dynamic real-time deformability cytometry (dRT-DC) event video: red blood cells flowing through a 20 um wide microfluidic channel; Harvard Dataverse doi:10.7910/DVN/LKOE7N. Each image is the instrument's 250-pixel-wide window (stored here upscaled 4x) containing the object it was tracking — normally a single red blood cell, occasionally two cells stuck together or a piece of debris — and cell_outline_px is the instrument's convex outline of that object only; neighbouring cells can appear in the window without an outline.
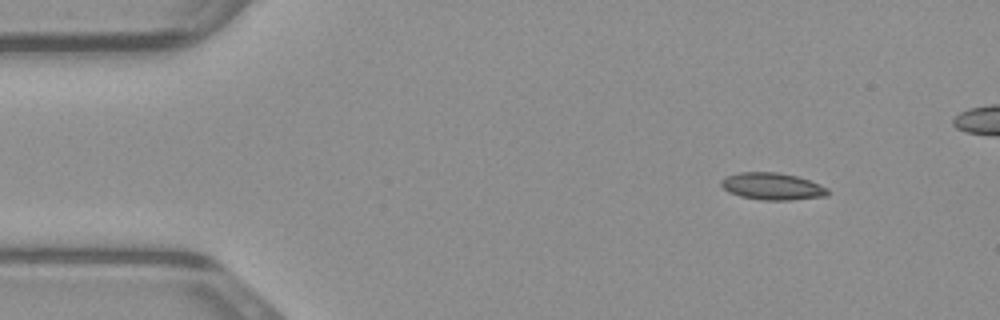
{"species": "common noctule bat (a hibernating species)", "species_latin": "Nyctalus noctula", "temperature_condition": "warm", "stored_images_in_passage": 45, "camera_frame_rate_fps": 3000, "um_per_image_px": 0.085, "animal": {"sex": "male", "body_mass_g": 23.1, "forearm_length_mm": 52.7}, "frame": {"image": 1, "passage_image": 1, "time_ms": 0.0, "image_size_px": [1000, 320], "cell_outline_px": [[828, 196], [792, 200], [760, 200], [740, 196], [728, 192], [720, 184], [720, 180], [724, 176], [740, 172], [780, 172], [796, 176], [820, 184], [828, 188]], "centroid_in_image_um": [65.63, 15.84], "position_along_channel_um": 19.4, "area_um2": 16.99}}
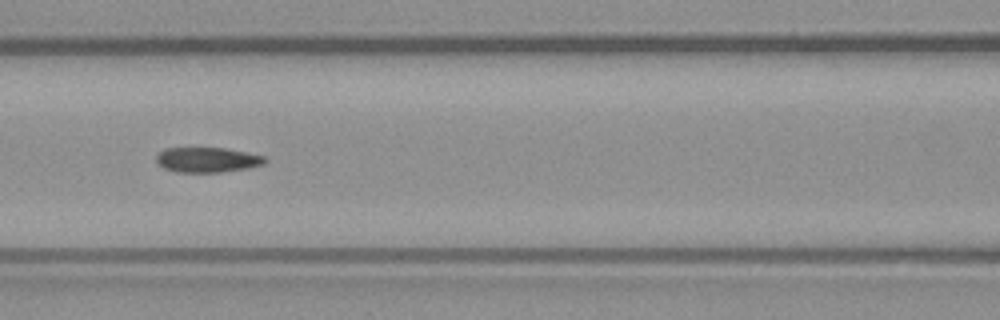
{"frame": {"image": 2, "passage_image": 16, "time_ms": 5.0, "image_size_px": [1000, 320], "cell_outline_px": [[268, 160], [264, 164], [248, 168], [220, 172], [176, 172], [164, 168], [156, 160], [156, 156], [164, 148], [224, 148], [264, 156]], "centroid_in_image_um": [17.62, 13.58], "position_along_channel_um": 149.0, "area_um2": 15.72}}
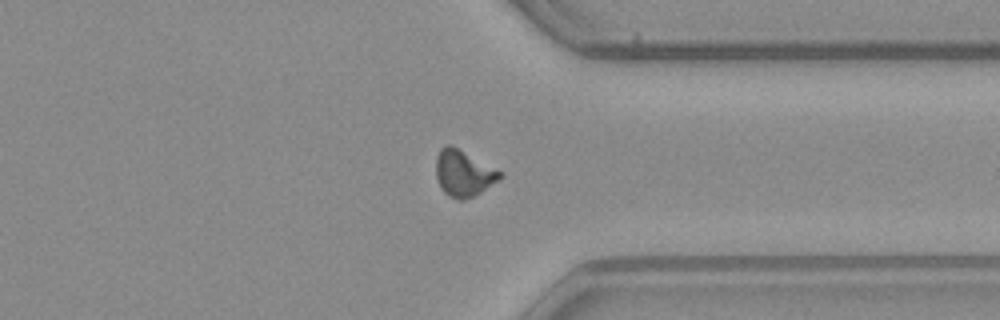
{"frame": {"image": 3, "passage_image": 32, "time_ms": 10.333, "image_size_px": [1000, 320], "cell_outline_px": [[504, 176], [500, 180], [480, 192], [464, 200], [456, 200], [448, 196], [444, 192], [436, 176], [436, 156], [440, 148], [448, 144], [452, 144], [504, 172]], "centroid_in_image_um": [39.43, 14.7], "position_along_channel_um": 372.0, "area_um2": 17.57}}